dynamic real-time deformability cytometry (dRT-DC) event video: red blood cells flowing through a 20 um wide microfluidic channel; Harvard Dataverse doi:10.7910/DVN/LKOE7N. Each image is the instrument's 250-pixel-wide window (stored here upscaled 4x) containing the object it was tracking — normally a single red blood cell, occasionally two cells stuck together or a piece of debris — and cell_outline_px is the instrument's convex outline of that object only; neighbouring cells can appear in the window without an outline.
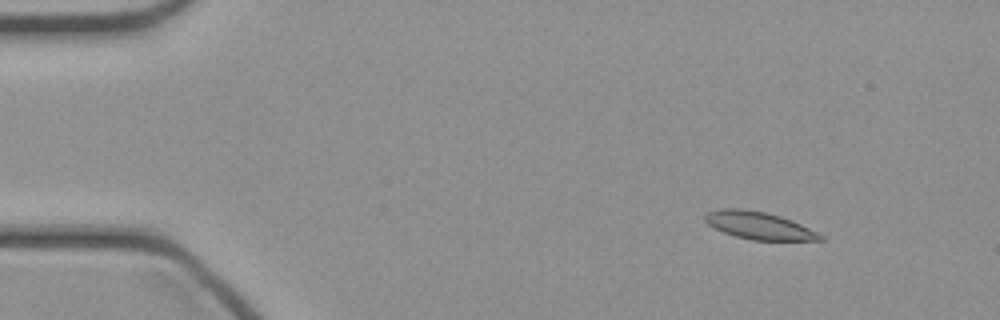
{"species": "common noctule bat (a hibernating species)", "species_latin": "Nyctalus noctula", "temperature_condition": "cold", "stored_images_in_passage": 47, "camera_frame_rate_fps": 3000, "um_per_image_px": 0.085, "animal": {"sex": "female", "body_mass_g": 21.9}, "frame": {"image": 1, "passage_image": 5, "time_ms": 1.333, "image_size_px": [1000, 320], "cell_outline_px": [[824, 240], [752, 240], [736, 236], [724, 232], [708, 224], [704, 220], [704, 216], [708, 212], [720, 208], [740, 208], [764, 212], [780, 216], [792, 220], [824, 236]], "centroid_in_image_um": [64.49, 19.16], "position_along_channel_um": 20.5, "area_um2": 18.21}}
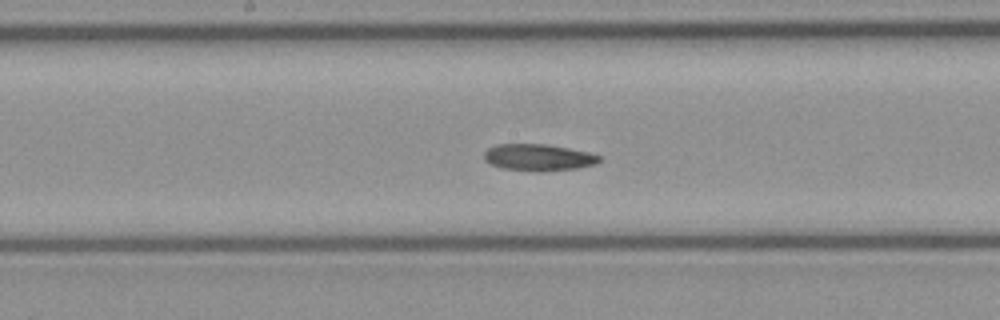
{"frame": {"image": 2, "passage_image": 24, "time_ms": 7.667, "image_size_px": [1000, 320], "cell_outline_px": [[600, 160], [596, 164], [576, 168], [540, 172], [536, 172], [504, 168], [492, 164], [484, 160], [484, 152], [488, 148], [496, 144], [548, 144], [588, 152], [600, 156]], "centroid_in_image_um": [45.75, 13.38], "position_along_channel_um": 202.4, "area_um2": 17.92}}
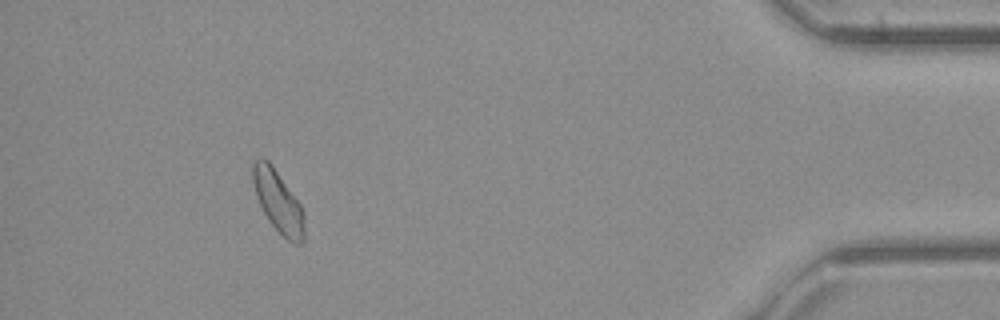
{"frame": {"image": 3, "passage_image": 43, "time_ms": 14.0, "image_size_px": [1000, 320], "cell_outline_px": [[304, 244], [292, 244], [268, 220], [256, 196], [252, 180], [252, 160], [260, 156], [268, 160], [272, 164], [300, 204], [304, 216]], "centroid_in_image_um": [23.63, 17.09], "position_along_channel_um": 411.6, "area_um2": 18.61}}